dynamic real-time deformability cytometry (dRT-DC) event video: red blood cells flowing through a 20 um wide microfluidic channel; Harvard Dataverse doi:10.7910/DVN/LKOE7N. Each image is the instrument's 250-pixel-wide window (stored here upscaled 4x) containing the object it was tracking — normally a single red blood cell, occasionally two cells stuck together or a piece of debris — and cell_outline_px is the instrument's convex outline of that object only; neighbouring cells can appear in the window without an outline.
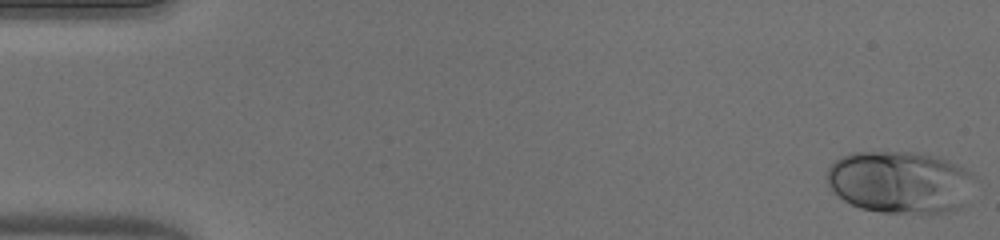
{"species": "human", "species_latin": "Homo sapiens", "temperature_condition": "warm", "stored_images_in_passage": 50, "camera_frame_rate_fps": 3000, "um_per_image_px": 0.085, "donor": {"sex": "male"}, "frame": {"image": 1, "passage_image": 1, "time_ms": 0.0, "image_size_px": [1000, 240], "cell_outline_px": [[976, 176], [960, 208], [944, 212], [880, 212], [860, 208], [844, 200], [828, 184], [828, 168], [836, 160], [852, 152], [912, 152], [936, 156], [948, 160], [972, 172]], "centroid_in_image_um": [76.51, 15.46], "position_along_channel_um": 8.5, "area_um2": 53.0}}
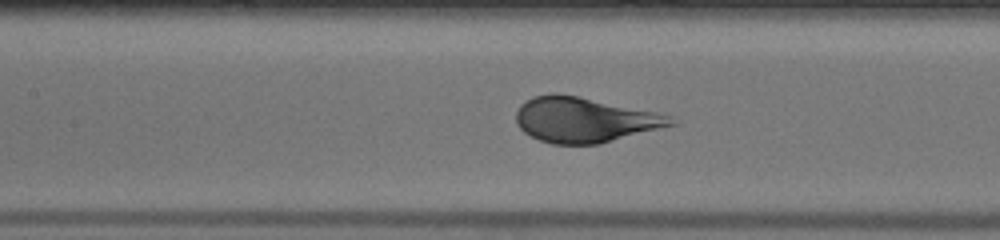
{"frame": {"image": 2, "passage_image": 23, "time_ms": 7.333, "image_size_px": [1000, 240], "cell_outline_px": [[676, 124], [600, 144], [552, 144], [540, 140], [524, 132], [520, 128], [516, 120], [516, 112], [520, 104], [524, 100], [532, 96], [552, 92], [556, 92], [576, 96], [652, 112], [668, 116]], "centroid_in_image_um": [49.58, 10.18], "position_along_channel_um": 157.8, "area_um2": 40.11}}
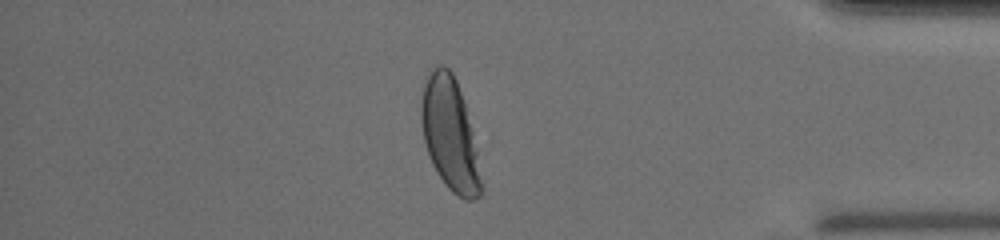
{"frame": {"image": 3, "passage_image": 43, "time_ms": 14.0, "image_size_px": [1000, 240], "cell_outline_px": [[484, 192], [480, 196], [472, 200], [464, 200], [452, 192], [444, 184], [436, 172], [432, 164], [424, 140], [420, 120], [420, 88], [432, 68], [436, 64], [444, 64], [452, 72], [456, 80], [464, 104], [472, 132], [476, 148]], "centroid_in_image_um": [38.21, 11.41], "position_along_channel_um": 397.0, "area_um2": 39.65}, "authors_computed_cell_mechanics": {"area_um2": 42.4541, "velocity_mm_per_s": 4.0512, "shape_relaxation_time_tau1_ms": 2.7097, "shape_relaxation_time_tau2_ms": null, "deformation_change_tau1": 0.1846, "deformation_change_tau2": null}}